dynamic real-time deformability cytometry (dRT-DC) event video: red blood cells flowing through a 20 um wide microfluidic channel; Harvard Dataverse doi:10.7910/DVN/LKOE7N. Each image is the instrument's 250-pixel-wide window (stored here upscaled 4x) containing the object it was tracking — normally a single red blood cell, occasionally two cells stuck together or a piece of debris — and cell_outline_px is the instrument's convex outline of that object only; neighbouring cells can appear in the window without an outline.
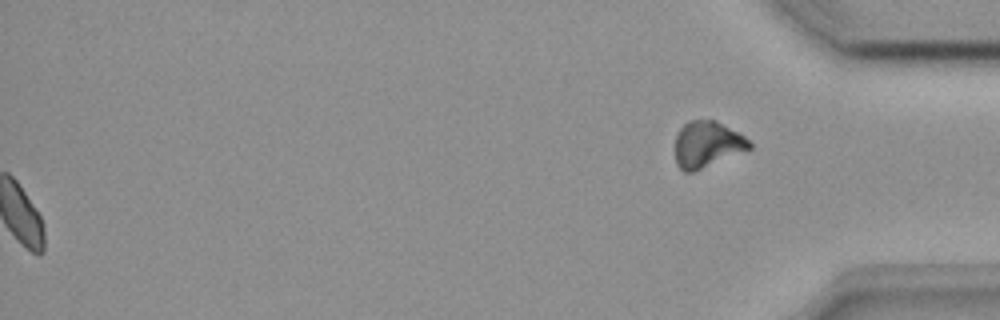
{"species": "common noctule bat (a hibernating species)", "species_latin": "Nyctalus noctula", "temperature_condition": "room temperature", "stored_images_in_passage": 48, "segment_of_instrument_passage": [2, 2], "camera_frame_rate_fps": 3000, "um_per_image_px": 0.085, "animal": {"sex": "female", "body_mass_g": 18.4}, "frame": {"image": 1, "passage_image": 48, "time_ms": 15.667, "image_size_px": [1000, 320], "cell_outline_px": [[752, 148], [692, 172], [684, 172], [676, 164], [676, 136], [680, 128], [688, 120], [716, 120], [744, 136], [752, 144]], "centroid_in_image_um": [60.09, 12.26], "position_along_channel_um": 375.1, "area_um2": 19.77}}